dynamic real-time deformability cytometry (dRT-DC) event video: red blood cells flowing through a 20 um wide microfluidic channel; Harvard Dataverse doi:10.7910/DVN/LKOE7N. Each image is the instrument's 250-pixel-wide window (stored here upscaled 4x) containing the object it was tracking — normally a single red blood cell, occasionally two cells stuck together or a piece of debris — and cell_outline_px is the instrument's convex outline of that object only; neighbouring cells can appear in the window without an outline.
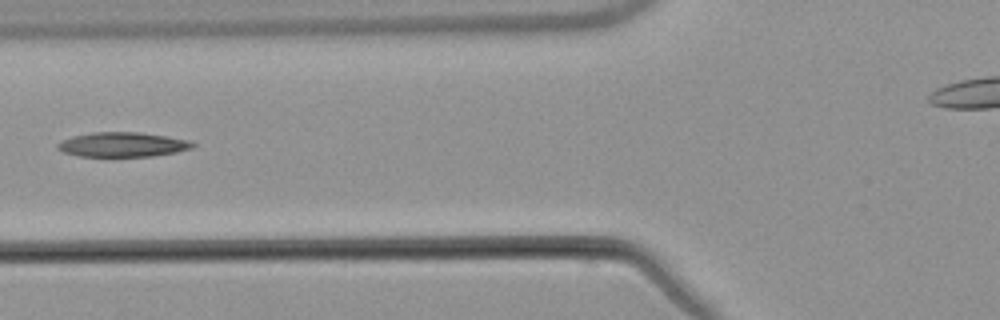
{"species": "common noctule bat (a hibernating species)", "species_latin": "Nyctalus noctula", "temperature_condition": "warm", "stored_images_in_passage": 3, "camera_frame_rate_fps": 3000, "um_per_image_px": 0.085, "animal": {"sex": "male", "body_mass_g": 21.5, "forearm_length_mm": 52.0}, "frame": {"image": 1, "passage_image": 3, "time_ms": 2.333, "image_size_px": [1000, 320], "cell_outline_px": [[196, 144], [192, 148], [176, 152], [152, 156], [80, 156], [64, 152], [56, 148], [56, 144], [72, 136], [92, 132], [140, 132], [168, 136], [188, 140]], "centroid_in_image_um": [10.43, 12.28], "position_along_channel_um": 115.4, "area_um2": 19.31}}